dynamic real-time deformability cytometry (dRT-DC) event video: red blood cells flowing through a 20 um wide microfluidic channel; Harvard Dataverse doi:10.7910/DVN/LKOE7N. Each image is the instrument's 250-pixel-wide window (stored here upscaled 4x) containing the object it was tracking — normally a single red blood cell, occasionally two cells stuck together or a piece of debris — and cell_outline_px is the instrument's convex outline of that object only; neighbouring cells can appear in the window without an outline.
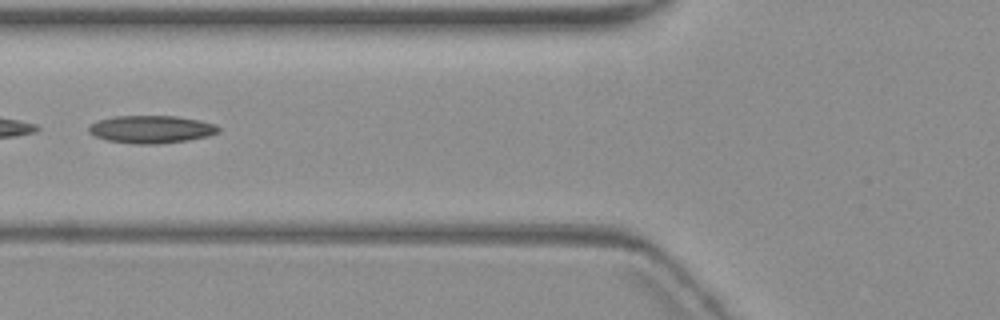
{"species": "common noctule bat (a hibernating species)", "species_latin": "Nyctalus noctula", "temperature_condition": "warm", "stored_images_in_passage": 7, "camera_frame_rate_fps": 3000, "um_per_image_px": 0.085, "animal": {"sex": "female", "body_mass_g": 19.3, "forearm_length_mm": 54.1}, "frame": {"image": 1, "passage_image": 7, "time_ms": 7.333, "image_size_px": [1000, 320], "cell_outline_px": [[220, 132], [208, 136], [188, 140], [160, 144], [132, 144], [108, 140], [96, 136], [88, 132], [88, 128], [92, 124], [100, 120], [112, 116], [176, 116], [200, 120], [216, 124], [220, 128]], "centroid_in_image_um": [12.9, 10.99], "position_along_channel_um": 112.9, "area_um2": 20.98}}